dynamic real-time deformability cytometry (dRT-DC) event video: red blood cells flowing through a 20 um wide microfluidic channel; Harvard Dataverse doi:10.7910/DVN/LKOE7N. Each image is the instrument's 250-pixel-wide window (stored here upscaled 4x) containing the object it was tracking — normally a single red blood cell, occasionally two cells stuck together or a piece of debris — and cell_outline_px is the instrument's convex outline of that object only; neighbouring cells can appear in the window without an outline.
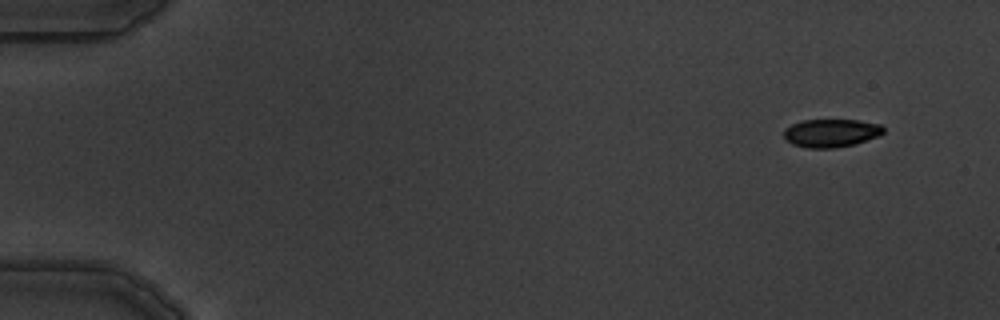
{"species": "common noctule bat (a hibernating species)", "species_latin": "Nyctalus noctula", "temperature_condition": "warm", "stored_images_in_passage": 5, "camera_frame_rate_fps": 3000, "um_per_image_px": 0.085, "animal": {"sex": "male", "body_mass_g": 19.5, "forearm_length_mm": 54.6}, "frame": {"image": 1, "passage_image": 1, "time_ms": 0.0, "image_size_px": [1000, 320], "cell_outline_px": [[884, 132], [880, 136], [852, 144], [836, 148], [808, 148], [792, 144], [784, 140], [784, 128], [792, 124], [804, 120], [860, 120], [880, 124], [884, 128]], "centroid_in_image_um": [70.63, 11.3], "position_along_channel_um": 14.4, "area_um2": 16.42}}